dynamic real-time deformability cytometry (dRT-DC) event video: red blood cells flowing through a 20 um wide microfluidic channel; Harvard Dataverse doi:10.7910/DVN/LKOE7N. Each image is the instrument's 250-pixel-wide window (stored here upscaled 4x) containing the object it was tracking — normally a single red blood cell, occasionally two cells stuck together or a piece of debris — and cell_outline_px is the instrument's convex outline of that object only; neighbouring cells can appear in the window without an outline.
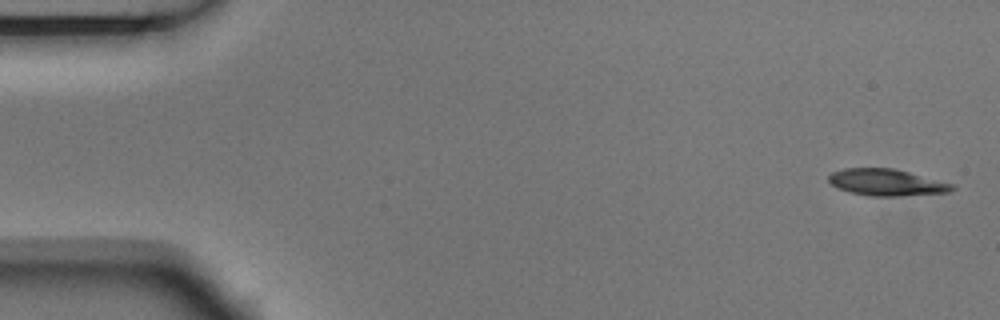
{"species": "Egyptian fruit bat (a non-hibernating species)", "species_latin": "Rousettus aegyptiacus", "temperature_condition": "room temperature", "stored_images_in_passage": 5, "segment_of_instrument_passage": [1, 2], "camera_frame_rate_fps": 3000, "um_per_image_px": 0.085, "animal": {"sex": "male"}, "frame": {"image": 1, "passage_image": 1, "time_ms": 0.0, "image_size_px": [1000, 320], "cell_outline_px": [[956, 188], [948, 192], [900, 196], [868, 196], [836, 188], [828, 180], [828, 176], [832, 172], [844, 168], [892, 168], [956, 184]], "centroid_in_image_um": [75.37, 15.5], "position_along_channel_um": 9.6, "area_um2": 19.19}}
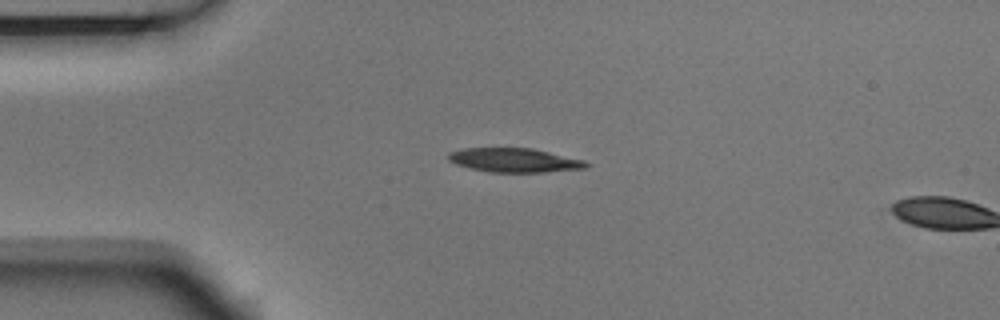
{"frame": {"image": 2, "passage_image": 4, "time_ms": 1.0, "image_size_px": [1000, 320], "cell_outline_px": [[588, 168], [544, 172], [488, 172], [456, 164], [448, 160], [448, 152], [464, 148], [532, 148], [584, 160], [588, 164]], "centroid_in_image_um": [43.71, 13.61], "position_along_channel_um": 41.3, "area_um2": 19.25}}